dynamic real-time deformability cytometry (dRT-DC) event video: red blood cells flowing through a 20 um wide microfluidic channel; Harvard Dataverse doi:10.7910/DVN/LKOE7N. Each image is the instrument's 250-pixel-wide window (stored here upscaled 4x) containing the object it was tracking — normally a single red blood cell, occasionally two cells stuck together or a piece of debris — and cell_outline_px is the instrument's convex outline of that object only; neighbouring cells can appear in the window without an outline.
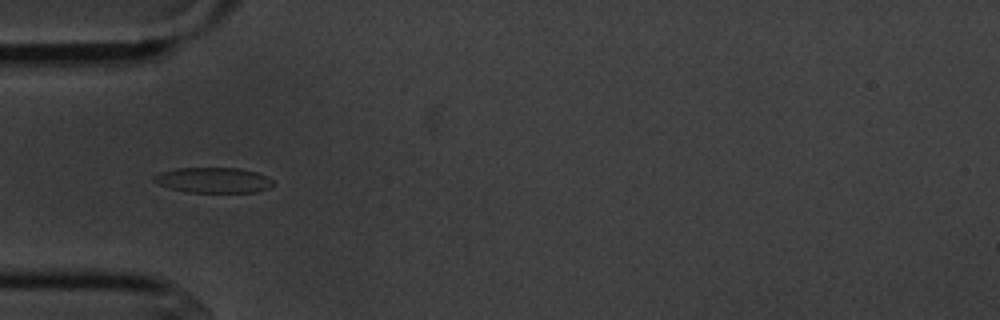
{"species": "common noctule bat (a hibernating species)", "species_latin": "Nyctalus noctula", "temperature_condition": "cold", "stored_images_in_passage": 8, "camera_frame_rate_fps": 3000, "um_per_image_px": 0.085, "animal": {"sex": "male", "body_mass_g": 20.1, "forearm_length_mm": 53.5}, "frame": {"image": 1, "passage_image": 4, "time_ms": 4.333, "image_size_px": [1000, 320], "cell_outline_px": [[272, 184], [268, 188], [256, 192], [188, 192], [168, 188], [152, 180], [152, 176], [160, 172], [176, 168], [240, 168], [256, 172], [272, 180]], "centroid_in_image_um": [18.08, 15.31], "position_along_channel_um": 66.9, "area_um2": 17.51}}
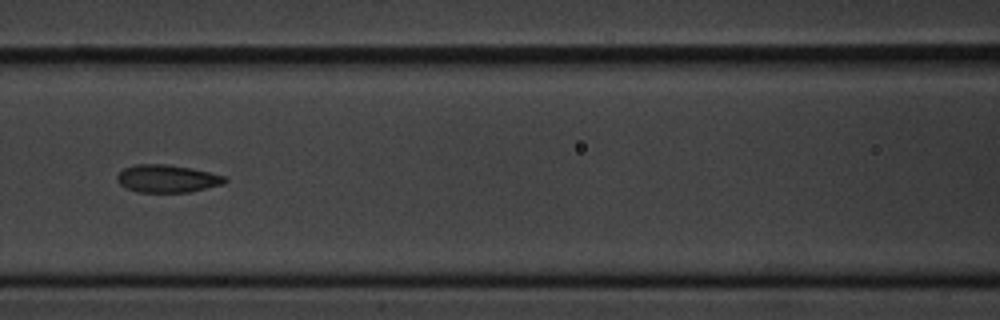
{"frame": {"image": 2, "passage_image": 6, "time_ms": 6.667, "image_size_px": [1000, 320], "cell_outline_px": [[228, 180], [224, 184], [188, 192], [136, 192], [124, 188], [116, 180], [116, 176], [124, 168], [136, 164], [168, 164], [192, 168], [224, 176]], "centroid_in_image_um": [14.18, 15.18], "position_along_channel_um": 152.4, "area_um2": 17.46}}
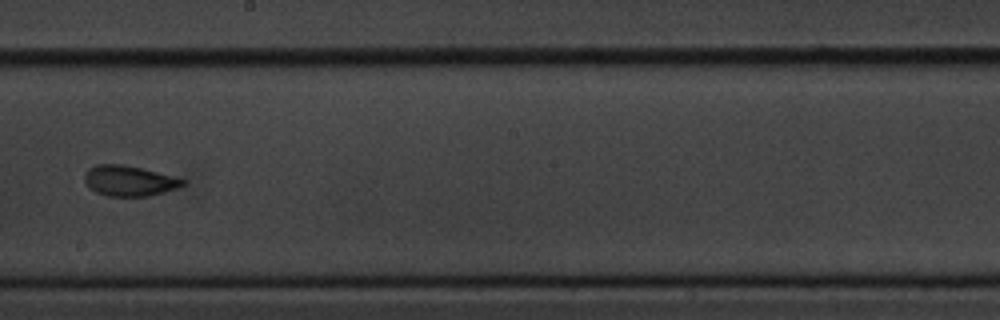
{"frame": {"image": 3, "passage_image": 8, "time_ms": 9.0, "image_size_px": [1000, 320], "cell_outline_px": [[188, 184], [164, 192], [148, 196], [108, 196], [96, 192], [84, 180], [84, 172], [88, 168], [96, 164], [124, 164], [172, 176], [184, 180]], "centroid_in_image_um": [10.96, 15.36], "position_along_channel_um": 237.2, "area_um2": 17.28}}